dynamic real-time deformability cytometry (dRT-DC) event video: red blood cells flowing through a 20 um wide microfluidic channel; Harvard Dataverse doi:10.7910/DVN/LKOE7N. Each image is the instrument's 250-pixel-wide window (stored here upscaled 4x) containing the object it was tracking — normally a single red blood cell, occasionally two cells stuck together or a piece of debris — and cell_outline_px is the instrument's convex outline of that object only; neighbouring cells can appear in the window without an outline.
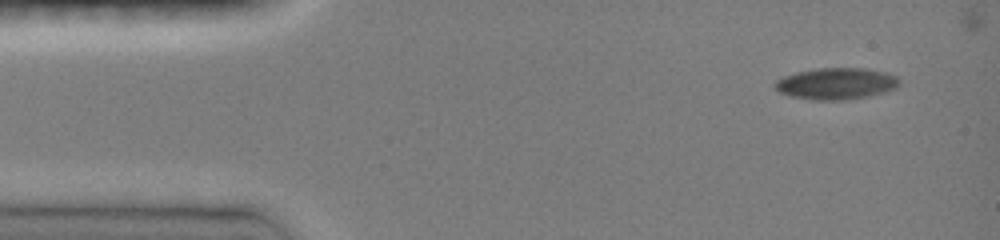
{"species": "common noctule bat (a hibernating species)", "species_latin": "Nyctalus noctula", "temperature_condition": "room temperature", "stored_images_in_passage": 45, "camera_frame_rate_fps": 3000, "um_per_image_px": 0.085, "animal": {"sex": "female", "body_mass_g": 19.0, "forearm_length_mm": 51.5}, "frame": {"image": 1, "passage_image": 1, "time_ms": 0.0, "image_size_px": [1000, 240], "cell_outline_px": [[900, 84], [896, 88], [884, 92], [868, 96], [844, 100], [812, 100], [788, 96], [780, 92], [776, 88], [776, 80], [784, 76], [796, 72], [820, 68], [864, 68], [888, 72], [896, 76], [900, 80]], "centroid_in_image_um": [71.11, 7.11], "position_along_channel_um": 13.9, "area_um2": 22.95}}
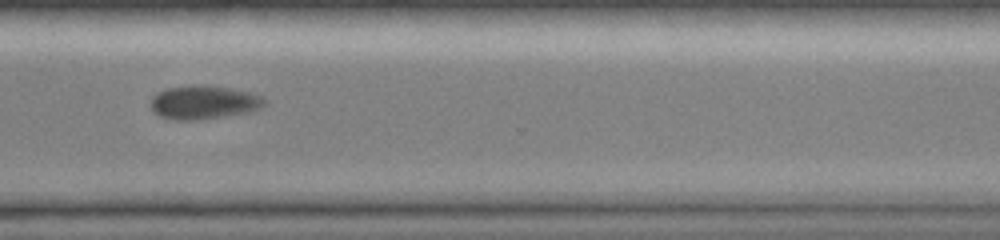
{"frame": {"image": 2, "passage_image": 33, "time_ms": 10.667, "image_size_px": [1000, 240], "cell_outline_px": [[268, 104], [260, 108], [248, 112], [224, 116], [188, 120], [176, 120], [160, 116], [152, 112], [152, 96], [156, 92], [168, 88], [196, 84], [200, 84], [228, 88], [248, 92], [260, 96], [268, 100]], "centroid_in_image_um": [17.32, 8.69], "position_along_channel_um": 353.3, "area_um2": 22.2}}
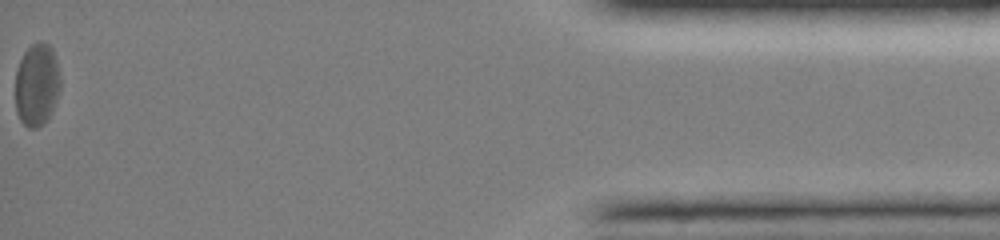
{"frame": {"image": 3, "passage_image": 45, "time_ms": 14.667, "image_size_px": [1000, 240], "cell_outline_px": [[60, 88], [56, 100], [44, 124], [36, 128], [28, 128], [20, 120], [16, 112], [16, 68], [24, 52], [32, 44], [40, 40], [48, 44], [52, 48], [56, 60], [60, 76]], "centroid_in_image_um": [3.12, 7.18], "position_along_channel_um": 432.1, "area_um2": 21.68}, "authors_computed_cell_mechanics": {"area_um2": 22.7154, "velocity_mm_per_s": 4.0392, "shape_relaxation_time_tau1_ms": 3.4396, "shape_relaxation_time_tau2_ms": 2.7634, "deformation_change_tau1": 0.0742, "deformation_change_tau2": 0.0479}}